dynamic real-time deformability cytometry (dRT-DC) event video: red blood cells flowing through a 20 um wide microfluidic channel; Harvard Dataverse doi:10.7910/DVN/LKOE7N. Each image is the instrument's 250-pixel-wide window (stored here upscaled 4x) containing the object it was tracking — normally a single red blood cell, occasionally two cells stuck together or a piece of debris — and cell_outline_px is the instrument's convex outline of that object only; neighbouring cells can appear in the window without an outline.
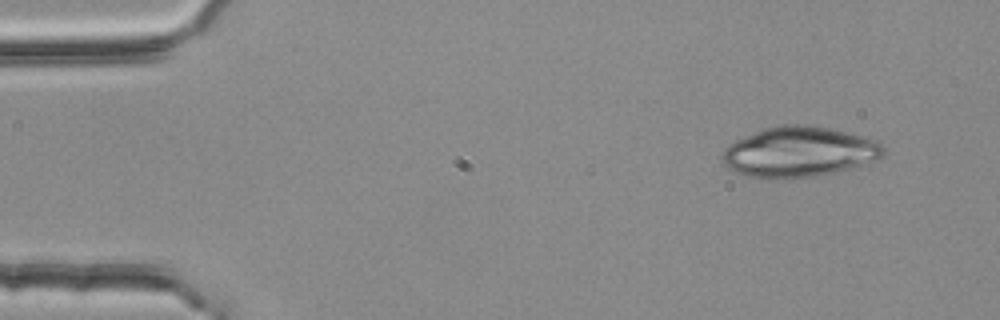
{"species": "common noctule bat (a hibernating species)", "species_latin": "Nyctalus noctula", "temperature_condition": "room temperature", "stored_images_in_passage": 4, "camera_frame_rate_fps": 3000, "um_per_image_px": 0.085, "animal": {"sex": "female", "body_mass_g": 25.1}, "frame": {"image": 1, "passage_image": 1, "time_ms": 0.0, "image_size_px": [1000, 320], "cell_outline_px": [[888, 152], [884, 156], [860, 168], [812, 176], [768, 180], [764, 180], [744, 176], [728, 168], [724, 164], [720, 156], [724, 148], [728, 144], [736, 140], [764, 128], [780, 124], [804, 124], [828, 128], [860, 136], [872, 140], [880, 144]], "centroid_in_image_um": [67.9, 12.94], "position_along_channel_um": 17.1, "area_um2": 47.92}}